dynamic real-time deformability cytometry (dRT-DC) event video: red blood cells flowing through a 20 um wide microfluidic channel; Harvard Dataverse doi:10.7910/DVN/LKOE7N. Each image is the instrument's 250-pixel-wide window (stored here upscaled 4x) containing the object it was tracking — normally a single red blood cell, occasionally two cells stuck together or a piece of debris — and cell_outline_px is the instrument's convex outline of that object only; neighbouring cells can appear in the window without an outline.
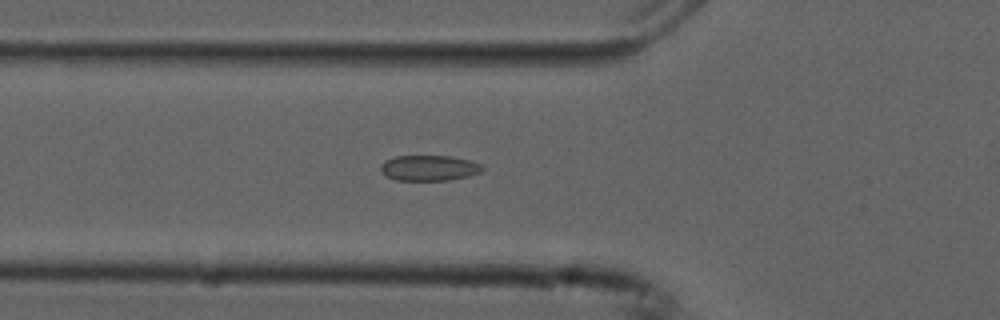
{"species": "common noctule bat (a hibernating species)", "species_latin": "Nyctalus noctula", "temperature_condition": "cold", "stored_images_in_passage": 40, "camera_frame_rate_fps": 3000, "um_per_image_px": 0.085, "animal": {"sex": "male", "forearm_length_mm": 52.5}, "frame": {"image": 1, "passage_image": 5, "time_ms": 1.333, "image_size_px": [1000, 320], "cell_outline_px": [[484, 168], [480, 172], [468, 176], [448, 180], [396, 180], [388, 176], [380, 168], [380, 164], [384, 160], [396, 156], [452, 156], [472, 160], [480, 164]], "centroid_in_image_um": [36.49, 14.26], "position_along_channel_um": 89.3, "area_um2": 15.09}}
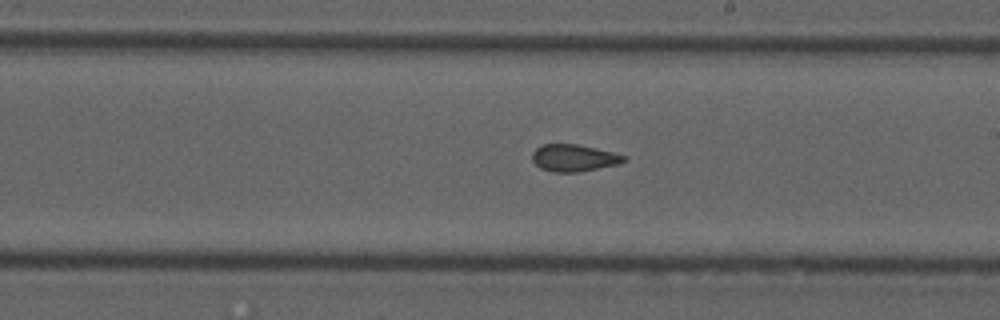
{"frame": {"image": 2, "passage_image": 17, "time_ms": 5.333, "image_size_px": [1000, 320], "cell_outline_px": [[628, 160], [616, 164], [580, 172], [552, 172], [540, 168], [532, 160], [532, 152], [536, 148], [544, 144], [576, 144], [596, 148], [628, 156]], "centroid_in_image_um": [48.78, 13.42], "position_along_channel_um": 240.2, "area_um2": 14.45}}
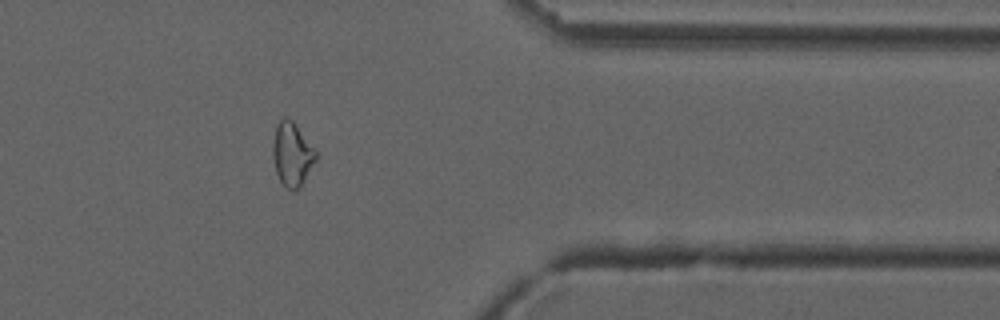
{"frame": {"image": 3, "passage_image": 30, "time_ms": 9.667, "image_size_px": [1000, 320], "cell_outline_px": [[316, 160], [300, 188], [284, 188], [276, 172], [272, 156], [272, 148], [276, 124], [284, 116], [292, 120], [316, 148]], "centroid_in_image_um": [24.83, 13.08], "position_along_channel_um": 386.6, "area_um2": 16.07}, "authors_computed_cell_mechanics": {"area_um2": 15.1147, "velocity_mm_per_s": 3.7562, "shape_relaxation_time_tau1_ms": 6.9941, "shape_relaxation_time_tau2_ms": 1.8061, "deformation_change_tau1": 0.116, "deformation_change_tau2": 0.0729}}